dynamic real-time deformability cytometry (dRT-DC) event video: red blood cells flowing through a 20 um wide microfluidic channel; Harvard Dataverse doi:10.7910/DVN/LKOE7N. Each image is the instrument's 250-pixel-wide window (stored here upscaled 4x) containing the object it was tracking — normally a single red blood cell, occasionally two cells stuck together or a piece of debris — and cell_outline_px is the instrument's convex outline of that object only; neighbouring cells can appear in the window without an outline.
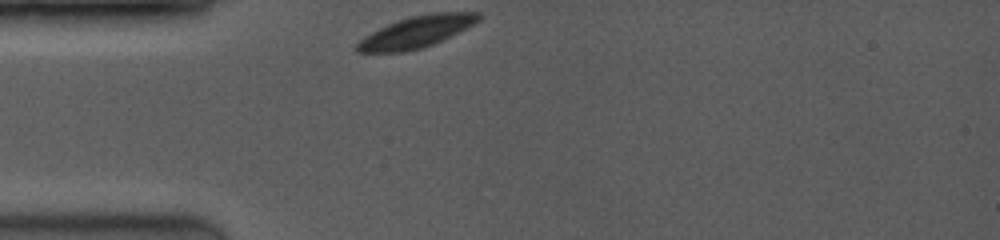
{"species": "common noctule bat (a hibernating species)", "species_latin": "Nyctalus noctula", "temperature_condition": "room temperature", "stored_images_in_passage": 35, "camera_frame_rate_fps": 3500, "um_per_image_px": 0.085, "animal": {"sex": "female", "body_mass_g": 19.0, "forearm_length_mm": 53.3}, "frame": {"image": 1, "passage_image": 1, "time_ms": 0.0, "image_size_px": [1000, 240], "cell_outline_px": [[480, 20], [444, 40], [420, 48], [404, 52], [356, 52], [356, 44], [364, 36], [396, 20], [412, 16], [432, 12], [480, 12]], "centroid_in_image_um": [35.4, 2.7], "position_along_channel_um": 49.6, "area_um2": 22.2}}
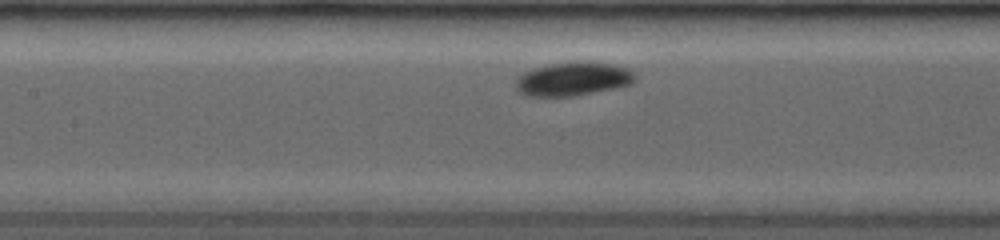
{"frame": {"image": 2, "passage_image": 11, "time_ms": 3.143, "image_size_px": [1000, 240], "cell_outline_px": [[636, 80], [628, 84], [616, 88], [572, 96], [532, 96], [520, 92], [516, 88], [516, 80], [524, 72], [532, 68], [548, 64], [572, 60], [592, 60], [612, 64], [628, 68], [636, 76]], "centroid_in_image_um": [48.73, 6.67], "position_along_channel_um": 158.7, "area_um2": 23.7}}
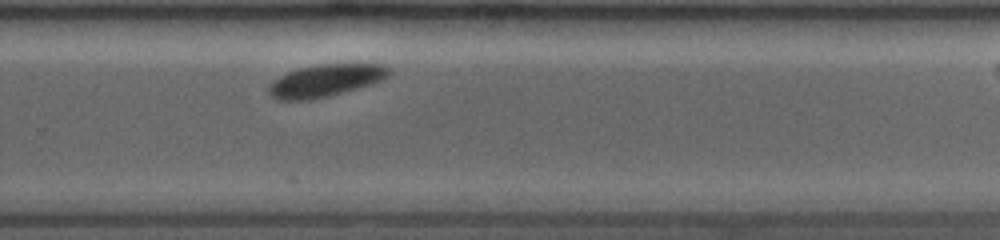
{"frame": {"image": 3, "passage_image": 31, "time_ms": 6.857, "image_size_px": [1000, 240], "cell_outline_px": [[392, 72], [384, 80], [372, 84], [328, 96], [312, 100], [276, 100], [268, 92], [268, 84], [280, 76], [296, 68], [320, 64], [384, 64], [392, 68]], "centroid_in_image_um": [27.69, 6.84], "position_along_channel_um": 302.1, "area_um2": 22.89}}